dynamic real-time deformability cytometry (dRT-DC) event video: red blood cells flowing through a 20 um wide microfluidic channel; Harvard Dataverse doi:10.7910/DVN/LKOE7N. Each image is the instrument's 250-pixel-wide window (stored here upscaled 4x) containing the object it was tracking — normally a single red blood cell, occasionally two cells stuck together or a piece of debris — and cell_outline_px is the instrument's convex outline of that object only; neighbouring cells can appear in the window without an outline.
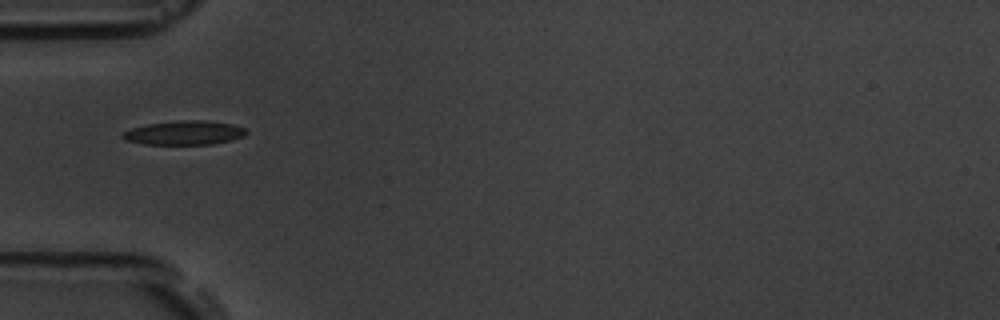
{"species": "common noctule bat (a hibernating species)", "species_latin": "Nyctalus noctula", "temperature_condition": "room temperature", "stored_images_in_passage": 7, "camera_frame_rate_fps": 3000, "um_per_image_px": 0.085, "animal": {"sex": "male", "body_mass_g": 19.5, "forearm_length_mm": 54.6}, "frame": {"image": 1, "passage_image": 5, "time_ms": 5.0, "image_size_px": [1000, 320], "cell_outline_px": [[248, 132], [244, 136], [232, 140], [212, 144], [144, 144], [124, 140], [120, 136], [120, 132], [132, 128], [148, 124], [180, 120], [204, 120], [232, 124], [244, 128]], "centroid_in_image_um": [15.64, 11.29], "position_along_channel_um": 69.4, "area_um2": 17.4}}
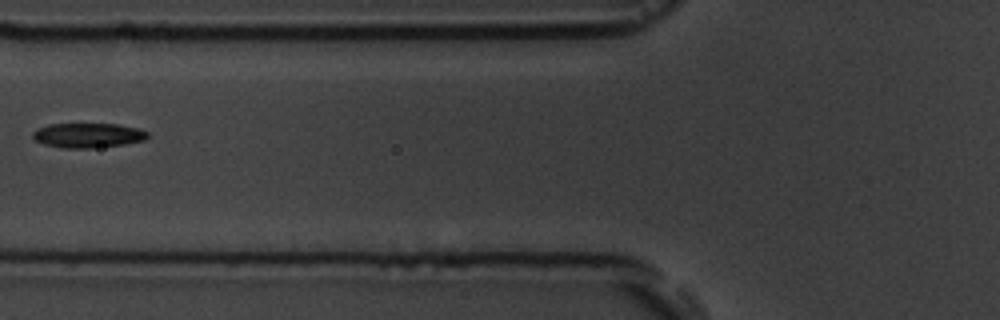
{"frame": {"image": 2, "passage_image": 6, "time_ms": 6.333, "image_size_px": [1000, 320], "cell_outline_px": [[148, 136], [144, 140], [124, 144], [92, 148], [64, 148], [44, 144], [36, 140], [32, 136], [32, 132], [36, 128], [48, 124], [116, 124], [140, 128], [148, 132]], "centroid_in_image_um": [7.46, 11.5], "position_along_channel_um": 118.3, "area_um2": 16.53}}
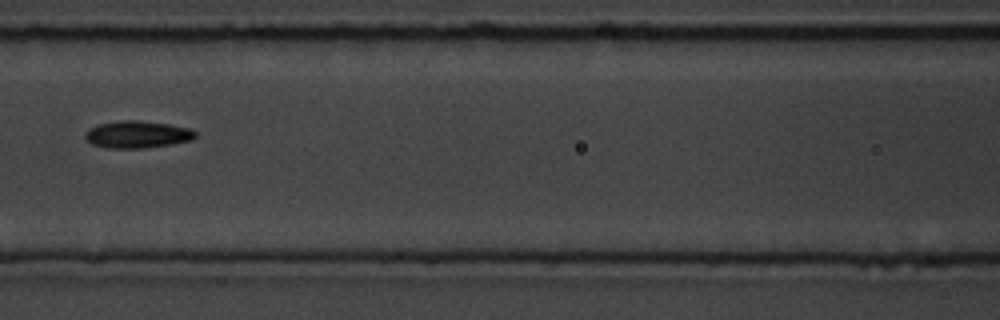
{"frame": {"image": 3, "passage_image": 7, "time_ms": 7.333, "image_size_px": [1000, 320], "cell_outline_px": [[196, 136], [192, 140], [168, 144], [140, 148], [108, 148], [92, 144], [84, 136], [84, 132], [88, 128], [96, 124], [120, 120], [140, 120], [168, 124], [192, 128], [196, 132]], "centroid_in_image_um": [11.64, 11.41], "position_along_channel_um": 155.0, "area_um2": 17.51}}